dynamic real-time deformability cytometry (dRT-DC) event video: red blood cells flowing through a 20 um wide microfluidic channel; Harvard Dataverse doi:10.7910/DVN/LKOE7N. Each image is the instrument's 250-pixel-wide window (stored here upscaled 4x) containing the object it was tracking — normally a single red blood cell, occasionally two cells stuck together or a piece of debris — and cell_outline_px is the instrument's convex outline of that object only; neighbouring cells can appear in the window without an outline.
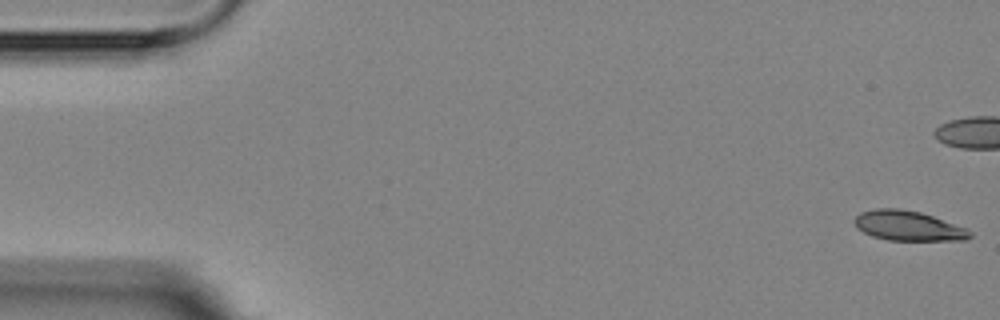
{"species": "Egyptian fruit bat (a non-hibernating species)", "species_latin": "Rousettus aegyptiacus", "temperature_condition": "room temperature", "stored_images_in_passage": 6, "camera_frame_rate_fps": 3000, "um_per_image_px": 0.085, "animal": {"sex": "female"}, "frame": {"image": 1, "passage_image": 1, "time_ms": 0.0, "image_size_px": [1000, 320], "cell_outline_px": [[972, 236], [968, 240], [888, 240], [872, 236], [856, 228], [852, 220], [860, 212], [876, 208], [896, 208], [920, 212], [968, 228], [972, 232]], "centroid_in_image_um": [77.19, 19.19], "position_along_channel_um": 7.8, "area_um2": 20.23}}